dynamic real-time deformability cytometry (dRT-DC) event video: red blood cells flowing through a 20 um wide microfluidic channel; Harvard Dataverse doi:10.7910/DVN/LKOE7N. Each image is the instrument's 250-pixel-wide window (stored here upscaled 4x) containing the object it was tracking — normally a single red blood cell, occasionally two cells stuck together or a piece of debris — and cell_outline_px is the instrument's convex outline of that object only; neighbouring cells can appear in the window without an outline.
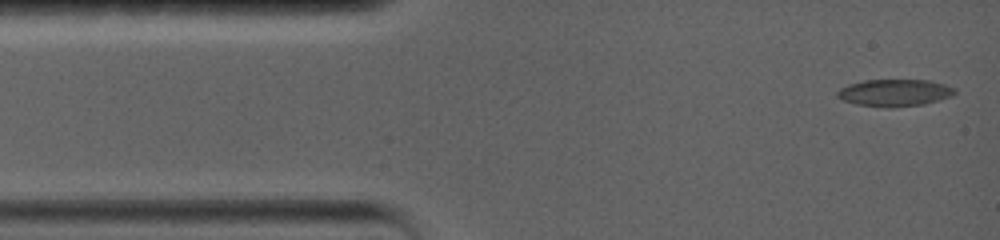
{"species": "common noctule bat (a hibernating species)", "species_latin": "Nyctalus noctula", "temperature_condition": "warm", "stored_images_in_passage": 7, "camera_frame_rate_fps": 5000, "um_per_image_px": 0.085, "animal": {"sex": "female", "body_mass_g": 19.0, "forearm_length_mm": 56.7}, "frame": {"image": 1, "passage_image": 1, "time_ms": 0.0, "image_size_px": [1000, 240], "cell_outline_px": [[956, 92], [952, 96], [940, 100], [924, 104], [892, 108], [856, 104], [844, 100], [836, 96], [836, 92], [840, 88], [848, 84], [864, 80], [928, 80], [944, 84], [956, 88]], "centroid_in_image_um": [76.06, 7.88], "position_along_channel_um": 8.9, "area_um2": 18.61}}
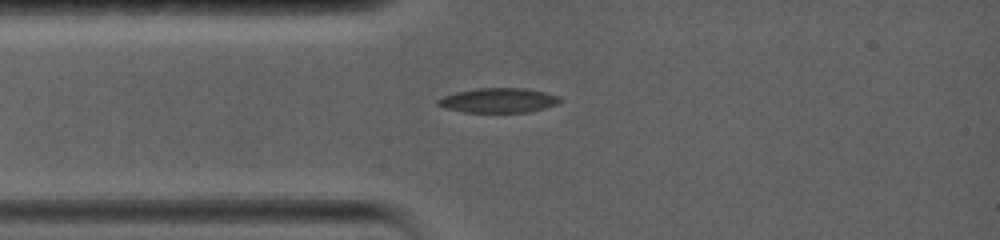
{"frame": {"image": 2, "passage_image": 5, "time_ms": 2.8, "image_size_px": [1000, 240], "cell_outline_px": [[564, 100], [556, 104], [544, 108], [528, 112], [464, 112], [444, 108], [436, 104], [436, 100], [444, 96], [456, 92], [476, 88], [524, 88], [544, 92], [560, 96]], "centroid_in_image_um": [42.36, 8.53], "position_along_channel_um": 42.6, "area_um2": 17.57}}
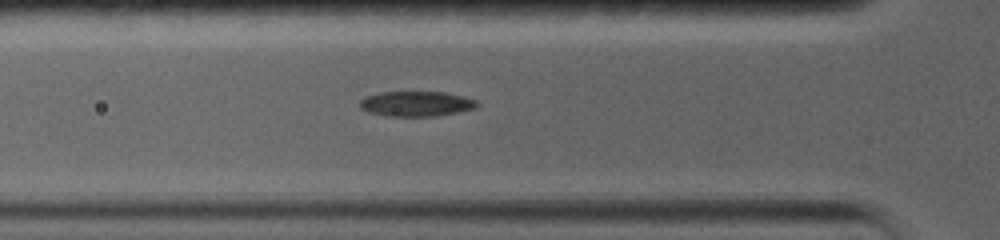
{"frame": {"image": 3, "passage_image": 7, "time_ms": 4.2, "image_size_px": [1000, 240], "cell_outline_px": [[480, 104], [476, 108], [460, 112], [436, 116], [388, 116], [368, 112], [360, 108], [360, 100], [364, 96], [380, 92], [444, 92], [464, 96], [476, 100]], "centroid_in_image_um": [35.4, 8.82], "position_along_channel_um": 90.4, "area_um2": 17.34}}